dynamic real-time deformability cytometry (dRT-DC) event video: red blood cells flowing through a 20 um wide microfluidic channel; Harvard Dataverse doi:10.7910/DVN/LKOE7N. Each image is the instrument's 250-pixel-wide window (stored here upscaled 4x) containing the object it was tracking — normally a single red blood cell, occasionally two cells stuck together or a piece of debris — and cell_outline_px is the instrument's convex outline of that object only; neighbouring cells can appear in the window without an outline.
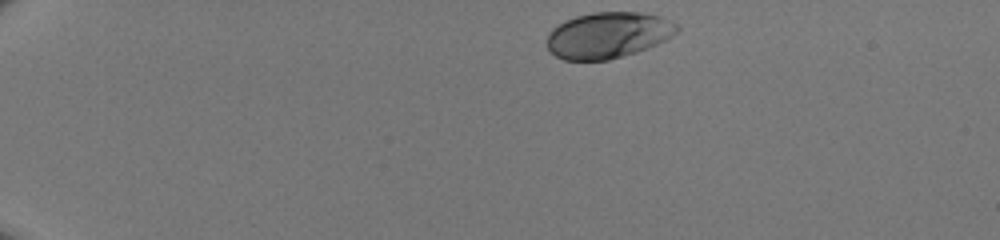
{"species": "human", "species_latin": "Homo sapiens", "temperature_condition": "room temperature", "stored_images_in_passage": 40, "camera_frame_rate_fps": 3000, "um_per_image_px": 0.085, "donor": {"sex": "male"}, "frame": {"image": 1, "passage_image": 1, "time_ms": 0.0, "image_size_px": [1000, 240], "cell_outline_px": [[680, 28], [672, 36], [648, 48], [624, 56], [608, 60], [564, 60], [556, 56], [548, 48], [548, 32], [552, 28], [564, 20], [576, 16], [596, 12], [640, 12], [660, 16], [676, 24]], "centroid_in_image_um": [51.67, 2.99], "position_along_channel_um": 33.3, "area_um2": 34.85}}
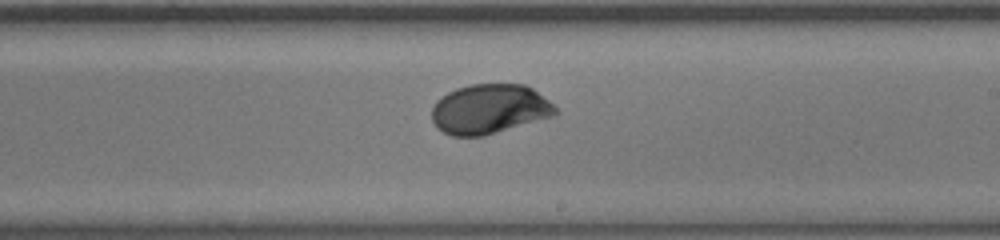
{"frame": {"image": 2, "passage_image": 23, "time_ms": 7.333, "image_size_px": [1000, 240], "cell_outline_px": [[560, 112], [556, 116], [484, 136], [452, 136], [436, 128], [432, 120], [432, 108], [436, 100], [448, 92], [456, 88], [472, 84], [524, 84], [532, 88], [548, 100]], "centroid_in_image_um": [41.61, 9.28], "position_along_channel_um": 247.4, "area_um2": 36.07}}
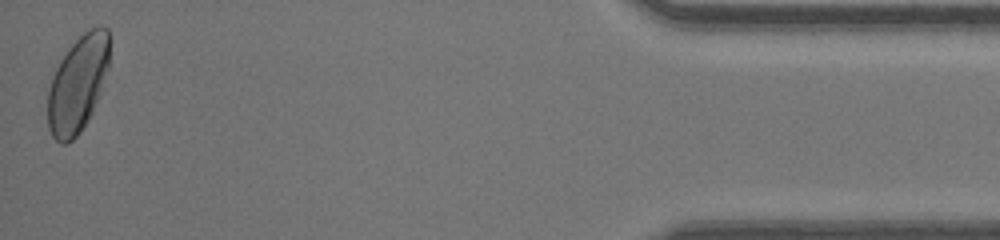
{"frame": {"image": 3, "passage_image": 40, "time_ms": 13.0, "image_size_px": [1000, 240], "cell_outline_px": [[108, 68], [92, 112], [88, 120], [80, 132], [68, 144], [60, 144], [52, 136], [48, 128], [48, 88], [52, 76], [60, 60], [68, 48], [88, 28], [100, 24], [108, 28]], "centroid_in_image_um": [6.59, 7.14], "position_along_channel_um": 428.6, "area_um2": 34.56}}